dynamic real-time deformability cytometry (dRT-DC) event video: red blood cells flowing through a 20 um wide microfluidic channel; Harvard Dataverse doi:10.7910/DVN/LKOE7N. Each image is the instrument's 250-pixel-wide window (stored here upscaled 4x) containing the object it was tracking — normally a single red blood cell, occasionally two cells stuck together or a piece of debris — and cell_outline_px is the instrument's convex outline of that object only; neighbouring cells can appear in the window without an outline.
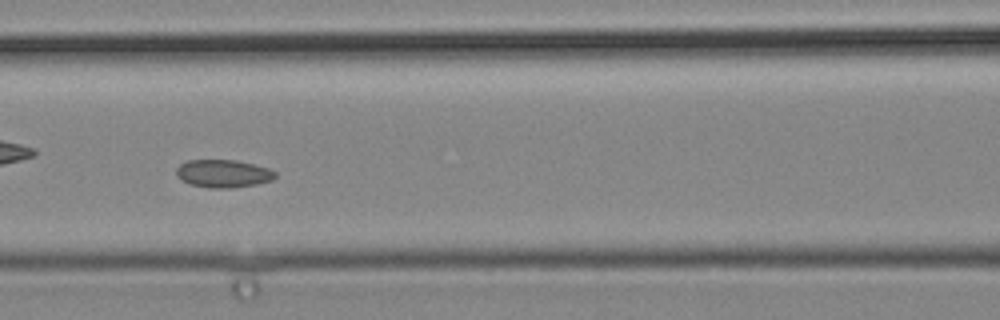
{"species": "common noctule bat (a hibernating species)", "species_latin": "Nyctalus noctula", "temperature_condition": "cold", "stored_images_in_passage": 39, "camera_frame_rate_fps": 3000, "um_per_image_px": 0.085, "animal": {"sex": "male", "body_mass_g": 19.2, "forearm_length_mm": 51.8}, "frame": {"image": 1, "passage_image": 19, "time_ms": 6.0, "image_size_px": [1000, 320], "cell_outline_px": [[276, 176], [272, 180], [256, 184], [228, 188], [208, 188], [188, 184], [180, 180], [176, 176], [176, 168], [180, 164], [188, 160], [236, 160], [268, 168], [276, 172]], "centroid_in_image_um": [18.93, 14.76], "position_along_channel_um": 147.7, "area_um2": 16.13}}
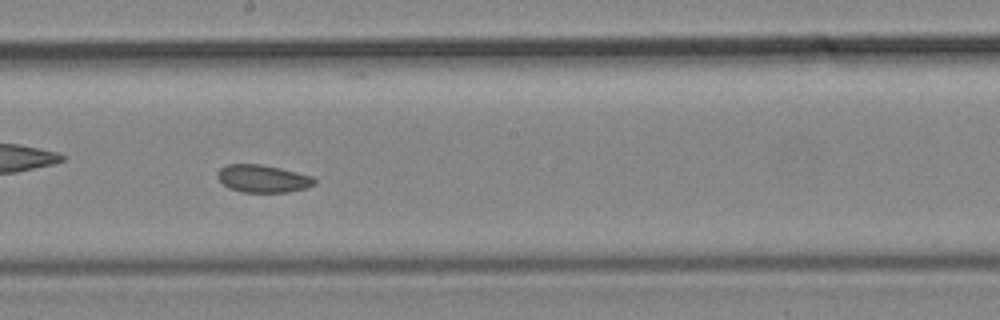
{"frame": {"image": 2, "passage_image": 24, "time_ms": 7.667, "image_size_px": [1000, 320], "cell_outline_px": [[316, 184], [304, 188], [288, 192], [244, 192], [228, 188], [216, 176], [216, 172], [220, 168], [228, 164], [260, 164], [280, 168], [312, 176], [316, 180]], "centroid_in_image_um": [22.32, 15.18], "position_along_channel_um": 225.9, "area_um2": 15.55}}